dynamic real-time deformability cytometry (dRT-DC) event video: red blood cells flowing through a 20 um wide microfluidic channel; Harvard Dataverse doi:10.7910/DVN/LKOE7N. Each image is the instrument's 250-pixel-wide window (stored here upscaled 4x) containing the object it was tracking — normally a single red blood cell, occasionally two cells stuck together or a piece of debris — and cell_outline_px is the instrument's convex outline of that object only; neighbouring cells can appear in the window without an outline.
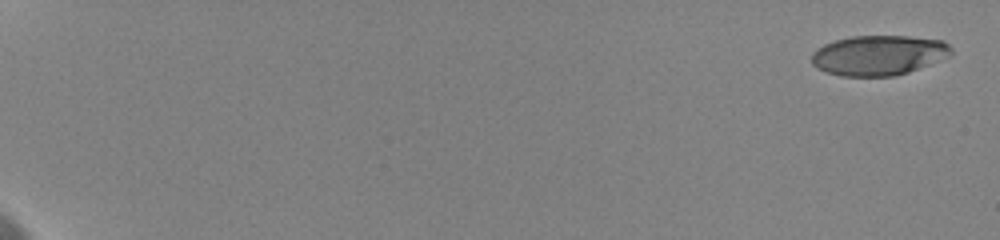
{"species": "human", "species_latin": "Homo sapiens", "temperature_condition": "cold", "stored_images_in_passage": 33, "camera_frame_rate_fps": 3000, "um_per_image_px": 0.085, "donor": {"sex": "female"}, "frame": {"image": 1, "passage_image": 1, "time_ms": 0.0, "image_size_px": [1000, 240], "cell_outline_px": [[952, 56], [908, 72], [896, 76], [840, 76], [816, 68], [812, 64], [812, 52], [816, 48], [824, 44], [836, 40], [852, 36], [908, 36], [944, 40], [952, 48]], "centroid_in_image_um": [74.71, 4.69], "position_along_channel_um": 10.3, "area_um2": 32.77}}
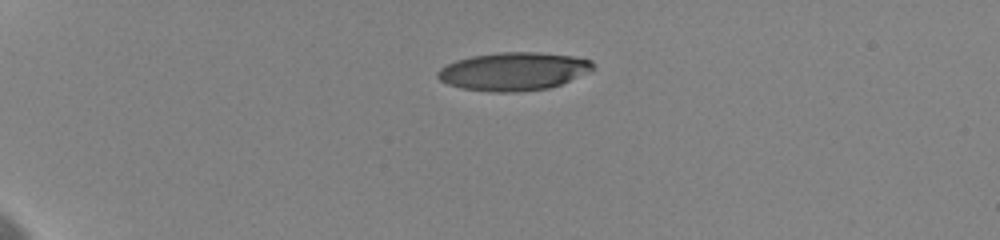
{"frame": {"image": 2, "passage_image": 23, "time_ms": 5.0, "image_size_px": [1000, 240], "cell_outline_px": [[596, 68], [588, 72], [560, 84], [548, 88], [516, 92], [492, 92], [464, 88], [448, 84], [440, 80], [436, 76], [436, 72], [440, 68], [456, 60], [472, 56], [500, 52], [536, 52], [572, 56], [592, 60], [596, 64]], "centroid_in_image_um": [43.66, 6.06], "position_along_channel_um": 41.3, "area_um2": 34.39}}